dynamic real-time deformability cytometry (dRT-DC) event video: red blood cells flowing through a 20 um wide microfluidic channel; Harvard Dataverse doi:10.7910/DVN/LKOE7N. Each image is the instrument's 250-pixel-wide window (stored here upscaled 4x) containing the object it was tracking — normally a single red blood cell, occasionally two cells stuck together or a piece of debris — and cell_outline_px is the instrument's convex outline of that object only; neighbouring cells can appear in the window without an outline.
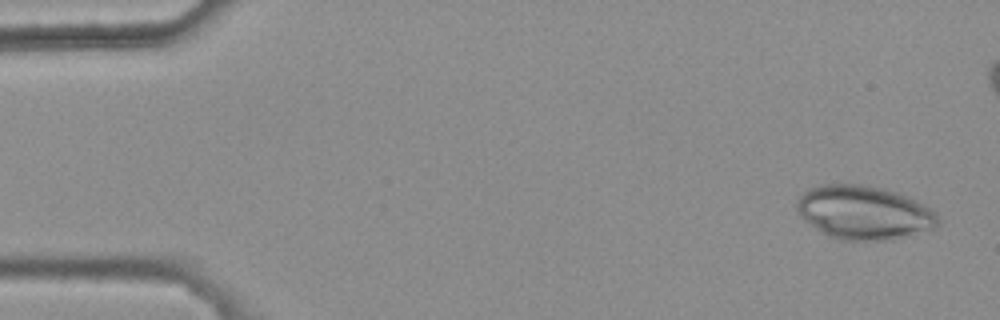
{"species": "common noctule bat (a hibernating species)", "species_latin": "Nyctalus noctula", "temperature_condition": "warm", "stored_images_in_passage": 5, "camera_frame_rate_fps": 3000, "um_per_image_px": 0.085, "animal": {"sex": "female", "body_mass_g": 25.1}, "frame": {"image": 1, "passage_image": 1, "time_ms": 0.0, "image_size_px": [1000, 320], "cell_outline_px": [[940, 220], [936, 224], [928, 228], [892, 240], [840, 240], [828, 236], [804, 220], [800, 216], [796, 208], [796, 204], [800, 196], [808, 188], [820, 184], [860, 184], [884, 188], [908, 196], [932, 208], [936, 212]], "centroid_in_image_um": [73.4, 18.04], "position_along_channel_um": 11.6, "area_um2": 44.04}}